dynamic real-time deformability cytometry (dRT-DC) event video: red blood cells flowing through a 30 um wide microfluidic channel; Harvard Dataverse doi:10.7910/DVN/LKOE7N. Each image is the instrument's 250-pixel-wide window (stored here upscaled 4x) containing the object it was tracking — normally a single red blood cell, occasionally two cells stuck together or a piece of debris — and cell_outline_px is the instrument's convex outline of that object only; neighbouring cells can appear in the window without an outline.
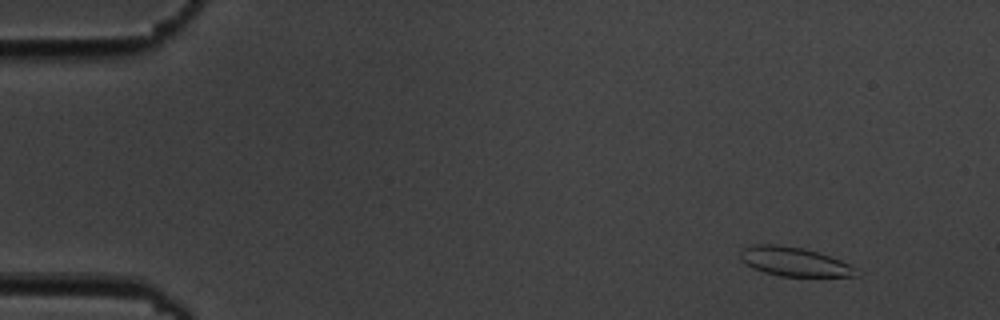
{"species": "common noctule bat (a hibernating species)", "species_latin": "Nyctalus noctula", "temperature_condition": "cold", "stored_images_in_passage": 10, "camera_frame_rate_fps": 3000, "um_per_image_px": 0.085, "animal": {"sex": "male", "body_mass_g": 19.5, "forearm_length_mm": 54.6}, "frame": {"image": 1, "passage_image": 1, "time_ms": 0.0, "image_size_px": [1000, 320], "cell_outline_px": [[860, 276], [780, 276], [764, 272], [752, 268], [740, 260], [740, 252], [744, 248], [756, 244], [776, 244], [804, 248], [840, 260], [848, 264]], "centroid_in_image_um": [67.44, 22.24], "position_along_channel_um": 17.6, "area_um2": 19.31}}
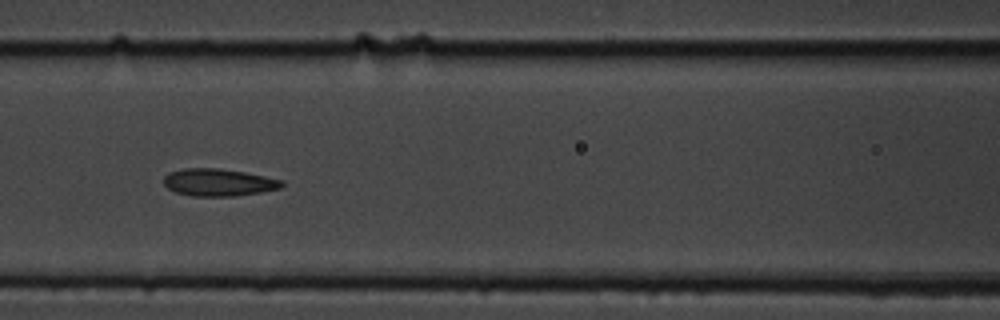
{"frame": {"image": 2, "passage_image": 7, "time_ms": 6.667, "image_size_px": [1000, 320], "cell_outline_px": [[284, 184], [280, 188], [260, 192], [236, 196], [192, 196], [176, 192], [168, 188], [164, 184], [164, 176], [168, 172], [184, 168], [220, 168], [244, 172], [284, 180]], "centroid_in_image_um": [18.57, 15.5], "position_along_channel_um": 148.0, "area_um2": 18.84}}
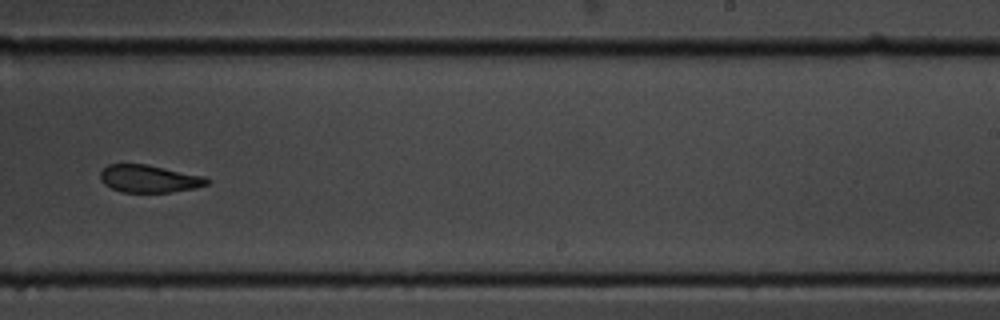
{"frame": {"image": 3, "passage_image": 10, "time_ms": 10.333, "image_size_px": [1000, 320], "cell_outline_px": [[212, 180], [208, 184], [196, 188], [172, 192], [120, 192], [104, 184], [100, 180], [100, 172], [108, 164], [148, 164], [204, 176]], "centroid_in_image_um": [12.69, 15.19], "position_along_channel_um": 276.3, "area_um2": 17.28}}